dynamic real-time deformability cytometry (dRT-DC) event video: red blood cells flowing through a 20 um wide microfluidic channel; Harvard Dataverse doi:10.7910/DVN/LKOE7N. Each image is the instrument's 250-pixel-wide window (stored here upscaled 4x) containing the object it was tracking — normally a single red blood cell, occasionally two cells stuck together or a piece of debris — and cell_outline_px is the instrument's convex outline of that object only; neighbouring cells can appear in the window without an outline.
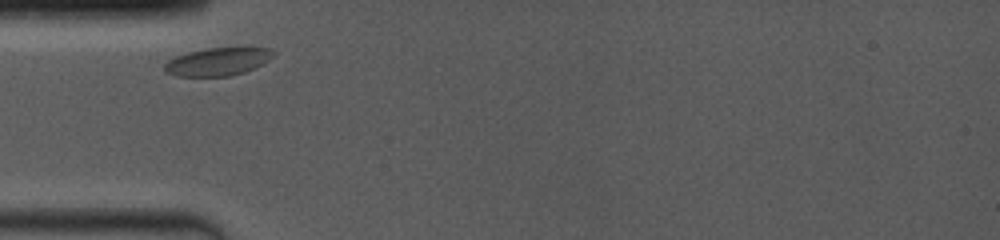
{"species": "common noctule bat (a hibernating species)", "species_latin": "Nyctalus noctula", "temperature_condition": "room temperature", "stored_images_in_passage": 23, "camera_frame_rate_fps": 4000, "um_per_image_px": 0.085, "animal": {"sex": "female", "body_mass_g": 19.0, "forearm_length_mm": 53.3}, "frame": {"image": 1, "passage_image": 1, "time_ms": 0.0, "image_size_px": [1000, 240], "cell_outline_px": [[276, 56], [244, 72], [232, 76], [176, 76], [168, 72], [164, 68], [164, 64], [168, 60], [176, 56], [188, 52], [204, 48], [244, 44], [272, 48], [276, 52]], "centroid_in_image_um": [18.62, 5.16], "position_along_channel_um": 66.4, "area_um2": 18.61}}
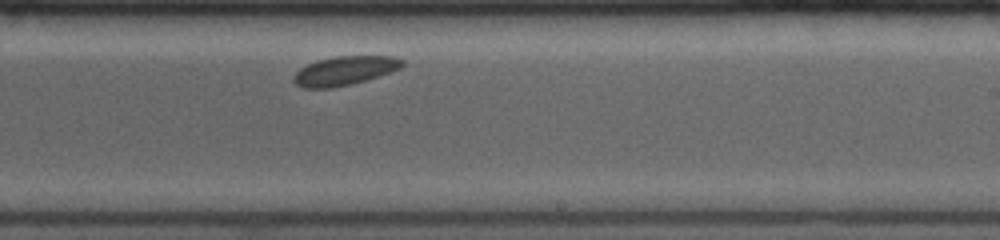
{"frame": {"image": 2, "passage_image": 14, "time_ms": 5.25, "image_size_px": [1000, 240], "cell_outline_px": [[404, 64], [400, 68], [352, 84], [332, 88], [304, 88], [296, 84], [292, 80], [292, 76], [300, 68], [316, 60], [336, 56], [392, 56], [404, 60]], "centroid_in_image_um": [29.24, 6.01], "position_along_channel_um": 259.8, "area_um2": 18.21}}
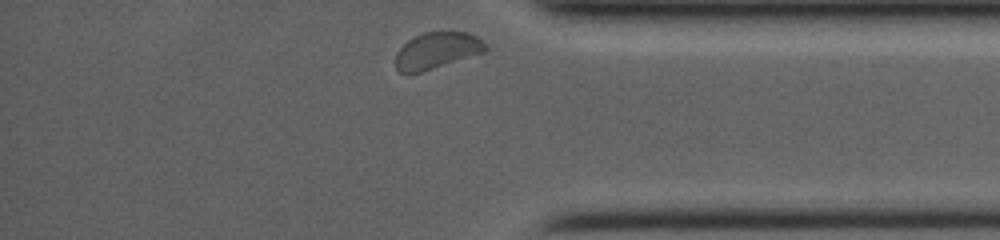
{"frame": {"image": 3, "passage_image": 23, "time_ms": 9.0, "image_size_px": [1000, 240], "cell_outline_px": [[488, 48], [484, 52], [420, 72], [400, 72], [396, 68], [396, 52], [408, 40], [424, 32], [464, 32], [476, 36]], "centroid_in_image_um": [37.12, 4.29], "position_along_channel_um": 398.1, "area_um2": 18.55}}